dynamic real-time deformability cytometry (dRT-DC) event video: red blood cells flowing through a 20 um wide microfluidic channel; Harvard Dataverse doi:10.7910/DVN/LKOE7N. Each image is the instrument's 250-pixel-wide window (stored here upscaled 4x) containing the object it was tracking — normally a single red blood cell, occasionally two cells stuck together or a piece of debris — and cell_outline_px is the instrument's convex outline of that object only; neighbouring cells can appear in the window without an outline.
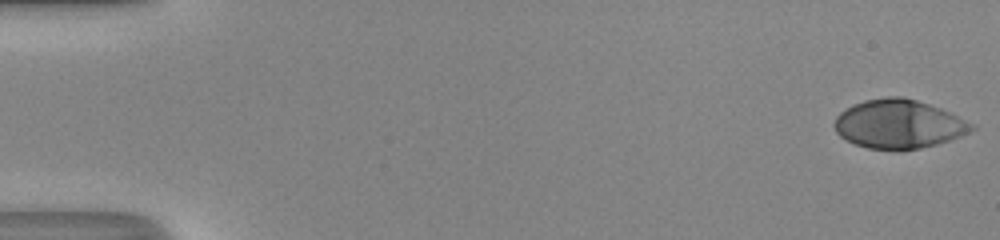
{"species": "human", "species_latin": "Homo sapiens", "temperature_condition": "room temperature", "stored_images_in_passage": 51, "camera_frame_rate_fps": 3000, "um_per_image_px": 0.085, "donor": {"sex": "male"}, "frame": {"image": 1, "passage_image": 1, "time_ms": 0.0, "image_size_px": [1000, 240], "cell_outline_px": [[976, 128], [960, 136], [936, 144], [920, 148], [896, 152], [868, 148], [844, 140], [836, 132], [832, 124], [836, 116], [840, 112], [852, 104], [864, 100], [888, 96], [904, 96], [940, 108], [976, 124]], "centroid_in_image_um": [76.35, 10.56], "position_along_channel_um": 8.6, "area_um2": 39.54}}
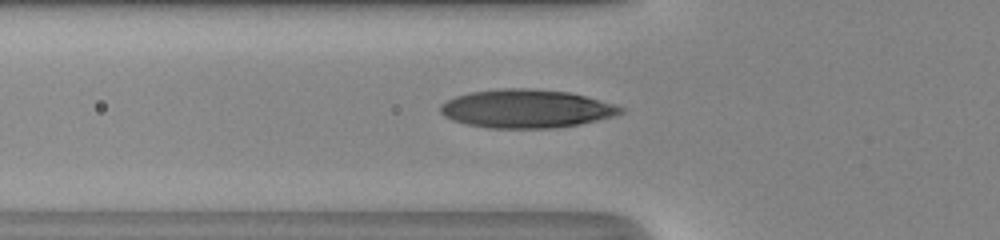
{"frame": {"image": 2, "passage_image": 19, "time_ms": 6.0, "image_size_px": [1000, 240], "cell_outline_px": [[624, 112], [616, 116], [580, 124], [552, 128], [488, 128], [468, 124], [452, 120], [444, 116], [440, 112], [440, 104], [456, 96], [472, 92], [500, 88], [524, 88], [568, 92], [584, 96], [612, 104], [624, 108]], "centroid_in_image_um": [44.72, 9.25], "position_along_channel_um": 81.1, "area_um2": 40.11}}
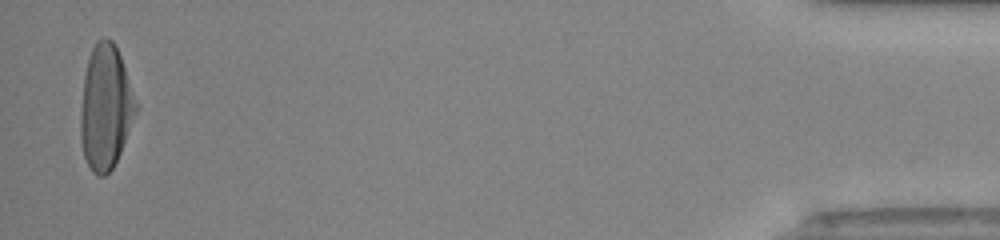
{"frame": {"image": 3, "passage_image": 50, "time_ms": 16.333, "image_size_px": [1000, 240], "cell_outline_px": [[140, 108], [120, 152], [112, 168], [104, 176], [96, 176], [92, 172], [84, 156], [80, 140], [80, 112], [84, 76], [88, 60], [92, 48], [96, 40], [104, 36], [108, 36], [112, 40], [120, 56]], "centroid_in_image_um": [8.98, 9.11], "position_along_channel_um": 426.2, "area_um2": 40.46}, "authors_computed_cell_mechanics": {"area_um2": 38.8416, "velocity_mm_per_s": 4.1819, "shape_relaxation_time_tau1_ms": 4.9107, "shape_relaxation_time_tau2_ms": null, "deformation_change_tau1": 0.2616, "deformation_change_tau2": null}}